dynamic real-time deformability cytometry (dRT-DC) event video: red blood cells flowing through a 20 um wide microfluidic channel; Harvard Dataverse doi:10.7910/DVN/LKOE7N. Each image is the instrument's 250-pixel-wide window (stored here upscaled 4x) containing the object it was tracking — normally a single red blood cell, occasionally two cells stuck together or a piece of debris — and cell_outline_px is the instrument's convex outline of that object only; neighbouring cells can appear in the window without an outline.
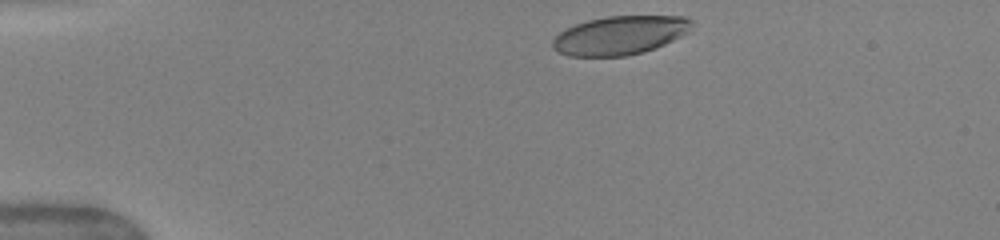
{"species": "human", "species_latin": "Homo sapiens", "temperature_condition": "warm", "stored_images_in_passage": 8, "camera_frame_rate_fps": 3000, "um_per_image_px": 0.085, "donor": {"sex": "female"}, "frame": {"image": 1, "passage_image": 1, "time_ms": 0.0, "image_size_px": [1000, 240], "cell_outline_px": [[692, 32], [656, 48], [644, 52], [628, 56], [568, 56], [552, 48], [552, 40], [560, 32], [576, 24], [588, 20], [608, 16], [684, 16], [692, 20]], "centroid_in_image_um": [52.75, 3.0], "position_along_channel_um": 32.2, "area_um2": 31.62}}
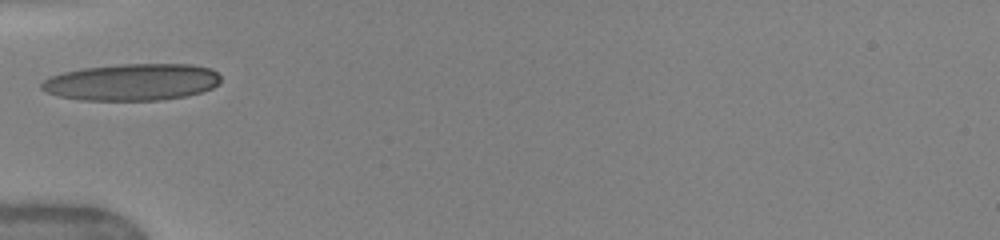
{"frame": {"image": 2, "passage_image": 4, "time_ms": 2.667, "image_size_px": [1000, 240], "cell_outline_px": [[220, 84], [212, 88], [188, 96], [160, 100], [80, 100], [60, 96], [48, 92], [40, 88], [40, 84], [48, 76], [64, 72], [84, 68], [120, 64], [192, 64], [212, 68], [220, 76]], "centroid_in_image_um": [11.25, 6.97], "position_along_channel_um": 73.8, "area_um2": 38.61}}